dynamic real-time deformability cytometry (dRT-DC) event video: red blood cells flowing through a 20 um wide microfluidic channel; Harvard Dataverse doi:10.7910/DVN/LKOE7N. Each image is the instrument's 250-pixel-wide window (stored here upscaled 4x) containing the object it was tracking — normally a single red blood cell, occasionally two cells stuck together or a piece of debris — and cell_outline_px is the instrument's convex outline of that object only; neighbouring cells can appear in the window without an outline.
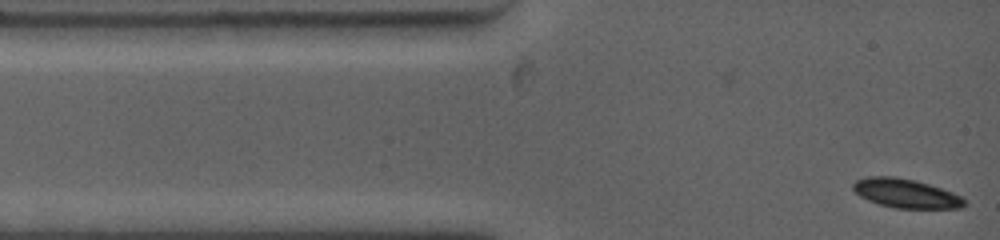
{"species": "common noctule bat (a hibernating species)", "species_latin": "Nyctalus noctula", "temperature_condition": "warm", "stored_images_in_passage": 22, "camera_frame_rate_fps": 4500, "um_per_image_px": 0.085, "animal": {"sex": "female", "body_mass_g": 19.0, "forearm_length_mm": 53.3}, "frame": {"image": 1, "passage_image": 1, "time_ms": 0.0, "image_size_px": [1000, 240], "cell_outline_px": [[968, 204], [960, 208], [896, 208], [880, 204], [868, 200], [860, 196], [852, 188], [852, 184], [856, 180], [868, 176], [896, 176], [916, 180], [952, 192], [960, 196]], "centroid_in_image_um": [76.98, 16.43], "position_along_channel_um": 8.0, "area_um2": 18.79}}
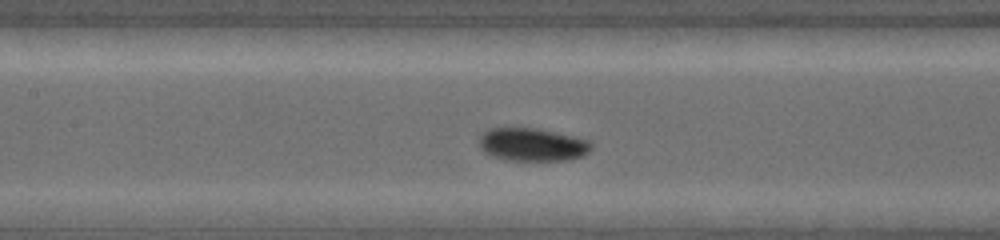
{"frame": {"image": 2, "passage_image": 12, "time_ms": 5.111, "image_size_px": [1000, 240], "cell_outline_px": [[592, 148], [584, 156], [568, 160], [508, 160], [484, 152], [480, 148], [480, 136], [488, 128], [536, 128], [576, 136], [592, 140]], "centroid_in_image_um": [45.31, 12.28], "position_along_channel_um": 162.1, "area_um2": 21.68}}
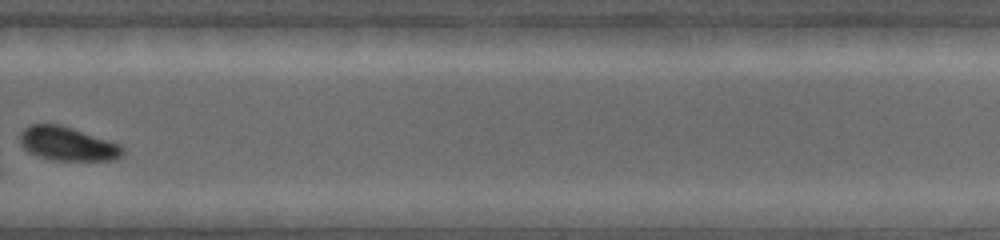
{"frame": {"image": 3, "passage_image": 21, "time_ms": 9.333, "image_size_px": [1000, 240], "cell_outline_px": [[124, 152], [116, 160], [52, 160], [28, 152], [20, 144], [20, 132], [28, 124], [60, 124], [112, 140], [120, 144], [124, 148]], "centroid_in_image_um": [5.76, 12.21], "position_along_channel_um": 324.0, "area_um2": 20.52}}